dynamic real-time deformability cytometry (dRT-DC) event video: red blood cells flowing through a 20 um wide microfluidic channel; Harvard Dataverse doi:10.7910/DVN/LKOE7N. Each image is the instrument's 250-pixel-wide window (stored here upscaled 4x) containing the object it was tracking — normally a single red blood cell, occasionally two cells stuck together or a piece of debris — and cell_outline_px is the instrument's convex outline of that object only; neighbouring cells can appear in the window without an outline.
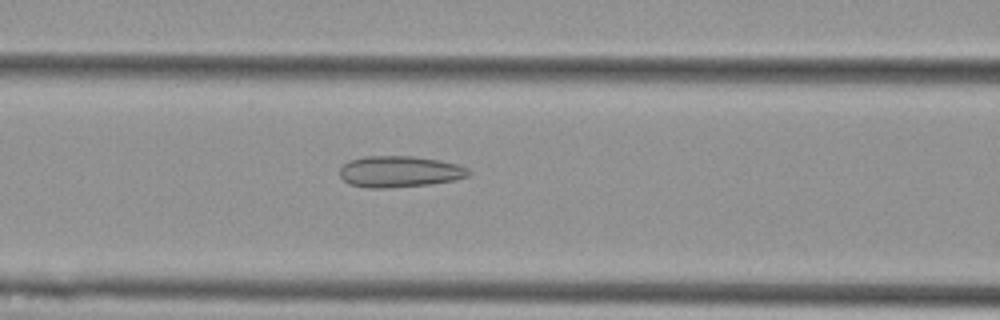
{"species": "Egyptian fruit bat (a non-hibernating species)", "species_latin": "Rousettus aegyptiacus", "temperature_condition": "cold", "stored_images_in_passage": 55, "camera_frame_rate_fps": 3000, "um_per_image_px": 0.085, "animal": {"sex": "female"}, "frame": {"image": 1, "passage_image": 23, "time_ms": 7.333, "image_size_px": [1000, 320], "cell_outline_px": [[472, 172], [468, 176], [456, 180], [428, 184], [384, 188], [368, 188], [352, 184], [344, 180], [340, 176], [340, 168], [348, 160], [364, 156], [412, 156], [440, 160], [456, 164], [468, 168]], "centroid_in_image_um": [33.97, 14.58], "position_along_channel_um": 132.6, "area_um2": 23.47}}
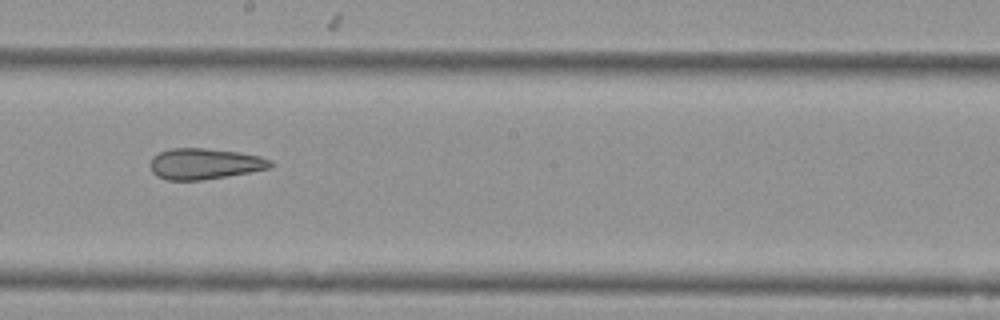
{"frame": {"image": 2, "passage_image": 31, "time_ms": 10.0, "image_size_px": [1000, 320], "cell_outline_px": [[272, 168], [228, 176], [200, 180], [168, 180], [156, 176], [152, 172], [152, 156], [160, 152], [172, 148], [204, 148], [240, 152], [260, 156], [272, 160]], "centroid_in_image_um": [17.43, 13.92], "position_along_channel_um": 230.8, "area_um2": 21.68}}
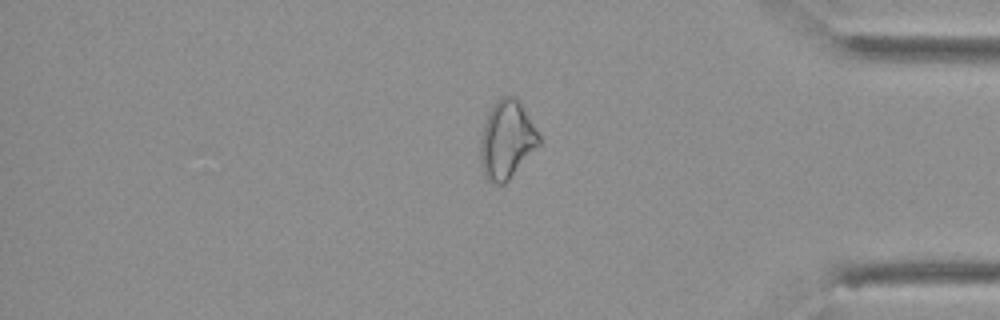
{"frame": {"image": 3, "passage_image": 46, "time_ms": 15.0, "image_size_px": [1000, 320], "cell_outline_px": [[540, 144], [508, 180], [504, 184], [488, 184], [484, 176], [480, 160], [480, 144], [484, 124], [488, 112], [492, 104], [496, 100], [504, 96], [516, 96], [520, 100], [540, 136]], "centroid_in_image_um": [43.06, 11.88], "position_along_channel_um": 392.1, "area_um2": 26.82}, "authors_computed_cell_mechanics": {"area_um2": 26.8192, "velocity_mm_per_s": 3.6943, "shape_relaxation_time_tau1_ms": null, "shape_relaxation_time_tau2_ms": 3.7175, "deformation_change_tau1": null, "deformation_change_tau2": 0.1168}}